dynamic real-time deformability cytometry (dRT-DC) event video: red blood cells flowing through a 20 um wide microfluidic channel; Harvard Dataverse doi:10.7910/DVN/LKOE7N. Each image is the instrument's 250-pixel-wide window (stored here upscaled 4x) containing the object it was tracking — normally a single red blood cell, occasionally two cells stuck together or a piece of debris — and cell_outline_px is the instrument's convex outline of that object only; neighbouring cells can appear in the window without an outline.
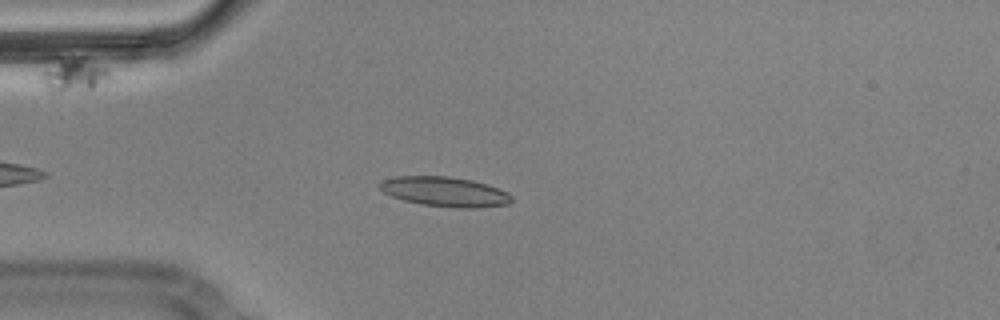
{"species": "Egyptian fruit bat (a non-hibernating species)", "species_latin": "Rousettus aegyptiacus", "temperature_condition": "cold", "stored_images_in_passage": 12, "camera_frame_rate_fps": 3000, "um_per_image_px": 0.085, "animal": {"sex": "male"}, "frame": {"image": 1, "passage_image": 4, "time_ms": 1.0, "image_size_px": [1000, 320], "cell_outline_px": [[512, 200], [508, 204], [472, 208], [460, 208], [420, 204], [404, 200], [392, 196], [384, 192], [376, 184], [384, 180], [396, 176], [448, 176], [472, 180], [508, 192], [512, 196]], "centroid_in_image_um": [37.79, 16.29], "position_along_channel_um": 47.2, "area_um2": 22.66}}
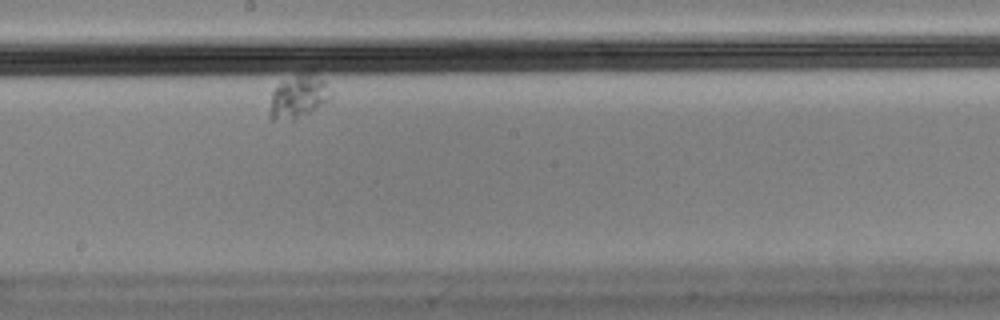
{"frame": {"image": 2, "passage_image": 9, "time_ms": 2.667, "image_size_px": [1000, 320], "cell_outline_px": [[332, 96], [328, 100], [316, 108], [296, 120], [272, 120], [272, 92], [280, 84], [300, 72], [308, 72], [324, 80], [328, 84]], "centroid_in_image_um": [25.42, 8.2], "position_along_channel_um": 222.8, "area_um2": 14.85}}
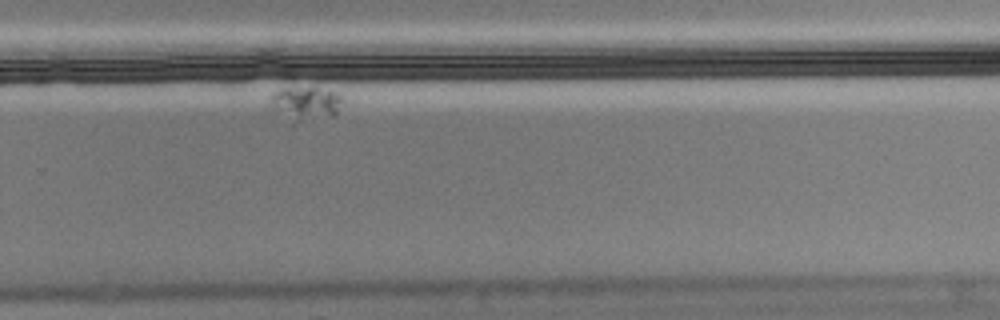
{"frame": {"image": 3, "passage_image": 12, "time_ms": 3.667, "image_size_px": [1000, 320], "cell_outline_px": [[344, 100], [336, 116], [292, 124], [272, 108], [268, 100], [268, 96], [272, 92], [280, 88], [316, 88], [332, 92], [340, 96]], "centroid_in_image_um": [25.92, 8.84], "position_along_channel_um": 303.9, "area_um2": 14.68}}